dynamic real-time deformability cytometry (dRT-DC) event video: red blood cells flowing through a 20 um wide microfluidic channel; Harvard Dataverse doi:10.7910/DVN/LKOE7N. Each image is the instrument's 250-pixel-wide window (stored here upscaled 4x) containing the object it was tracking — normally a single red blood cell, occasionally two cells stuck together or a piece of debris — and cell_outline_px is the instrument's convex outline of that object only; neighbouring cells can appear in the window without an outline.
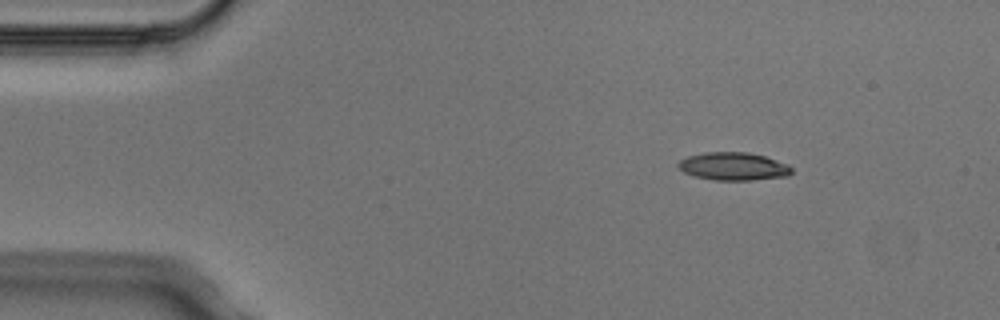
{"species": "Egyptian fruit bat (a non-hibernating species)", "species_latin": "Rousettus aegyptiacus", "temperature_condition": "cold", "stored_images_in_passage": 1, "camera_frame_rate_fps": 3000, "um_per_image_px": 0.085, "animal": {"sex": "male"}, "frame": {"image": 1, "passage_image": 1, "time_ms": 0.0, "image_size_px": [1000, 320], "cell_outline_px": [[792, 172], [788, 176], [752, 180], [712, 180], [696, 176], [684, 172], [676, 164], [680, 160], [688, 156], [704, 152], [748, 152], [764, 156], [788, 164], [792, 168]], "centroid_in_image_um": [62.35, 14.14], "position_along_channel_um": 22.7, "area_um2": 18.44}}